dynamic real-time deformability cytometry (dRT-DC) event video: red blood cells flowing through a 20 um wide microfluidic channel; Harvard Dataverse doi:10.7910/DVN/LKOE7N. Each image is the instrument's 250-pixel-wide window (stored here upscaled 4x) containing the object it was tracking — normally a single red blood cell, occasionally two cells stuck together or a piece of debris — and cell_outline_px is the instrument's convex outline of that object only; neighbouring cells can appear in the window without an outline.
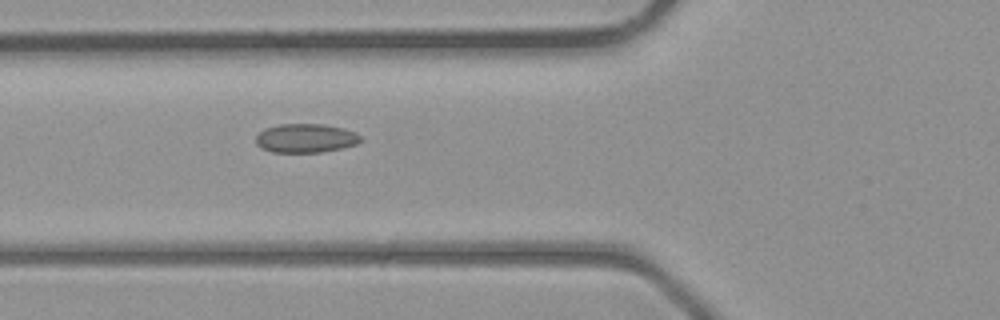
{"species": "common noctule bat (a hibernating species)", "species_latin": "Nyctalus noctula", "temperature_condition": "room temperature", "stored_images_in_passage": 3, "camera_frame_rate_fps": 3000, "um_per_image_px": 0.085, "animal": {"sex": "male", "body_mass_g": 23.1, "forearm_length_mm": 52.7}, "frame": {"image": 1, "passage_image": 3, "time_ms": 2.333, "image_size_px": [1000, 320], "cell_outline_px": [[360, 140], [356, 144], [340, 148], [320, 152], [272, 152], [260, 148], [256, 144], [256, 136], [264, 128], [280, 124], [324, 124], [344, 128], [356, 132], [360, 136]], "centroid_in_image_um": [25.95, 11.74], "position_along_channel_um": 99.8, "area_um2": 17.63}}